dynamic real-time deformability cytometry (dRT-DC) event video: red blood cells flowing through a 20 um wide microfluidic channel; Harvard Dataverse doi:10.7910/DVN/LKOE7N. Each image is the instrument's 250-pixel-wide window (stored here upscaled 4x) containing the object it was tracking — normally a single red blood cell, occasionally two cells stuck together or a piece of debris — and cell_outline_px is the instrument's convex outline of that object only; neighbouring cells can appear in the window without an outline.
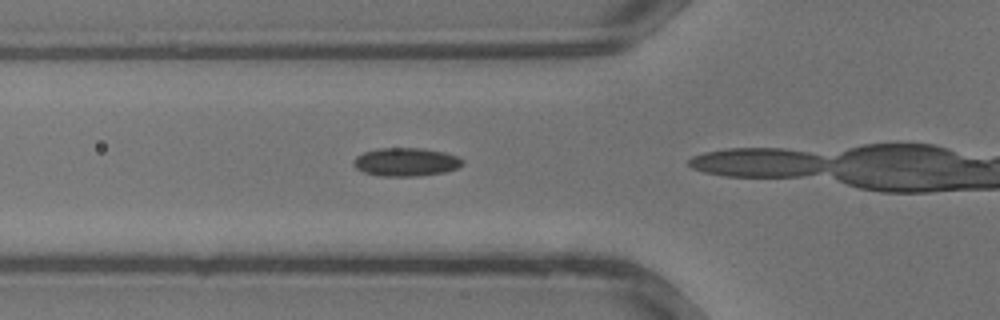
{"species": "common noctule bat (a hibernating species)", "species_latin": "Nyctalus noctula", "temperature_condition": "warm", "stored_images_in_passage": 7, "camera_frame_rate_fps": 3000, "um_per_image_px": 0.085, "animal": {"sex": "male", "body_mass_g": 13.3}, "frame": {"image": 1, "passage_image": 6, "time_ms": 1.667, "image_size_px": [1000, 320], "cell_outline_px": [[464, 164], [456, 168], [444, 172], [416, 176], [384, 176], [364, 172], [356, 168], [352, 164], [352, 160], [356, 156], [364, 152], [376, 148], [420, 148], [444, 152], [456, 156], [464, 160]], "centroid_in_image_um": [34.48, 13.76], "position_along_channel_um": 91.3, "area_um2": 17.98}}